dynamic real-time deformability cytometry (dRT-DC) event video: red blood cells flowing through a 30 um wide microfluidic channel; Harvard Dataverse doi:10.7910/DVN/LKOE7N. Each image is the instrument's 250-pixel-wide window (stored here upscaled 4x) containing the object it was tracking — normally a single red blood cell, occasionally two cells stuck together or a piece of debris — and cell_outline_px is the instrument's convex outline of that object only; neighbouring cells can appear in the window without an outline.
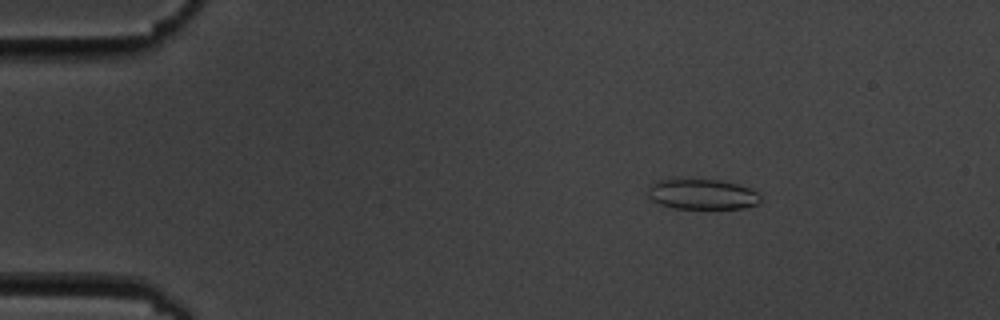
{"species": "common noctule bat (a hibernating species)", "species_latin": "Nyctalus noctula", "temperature_condition": "cold", "stored_images_in_passage": 56, "camera_frame_rate_fps": 3000, "um_per_image_px": 0.085, "animal": {"sex": "male", "body_mass_g": 19.5, "forearm_length_mm": 54.6}, "frame": {"image": 1, "passage_image": 9, "time_ms": 2.667, "image_size_px": [1000, 320], "cell_outline_px": [[760, 204], [744, 208], [672, 208], [660, 204], [652, 200], [648, 196], [648, 188], [656, 180], [676, 176], [680, 176], [720, 180], [736, 184], [748, 188], [756, 192], [760, 196]], "centroid_in_image_um": [59.61, 16.46], "position_along_channel_um": 25.4, "area_um2": 20.63}}
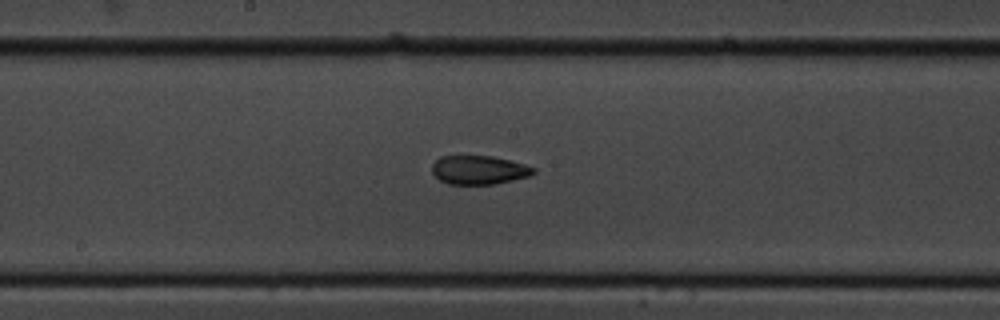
{"frame": {"image": 2, "passage_image": 30, "time_ms": 9.667, "image_size_px": [1000, 320], "cell_outline_px": [[536, 172], [532, 176], [496, 184], [448, 184], [440, 180], [432, 172], [432, 164], [440, 156], [492, 156], [524, 164], [536, 168]], "centroid_in_image_um": [40.74, 14.45], "position_along_channel_um": 207.5, "area_um2": 17.11}}
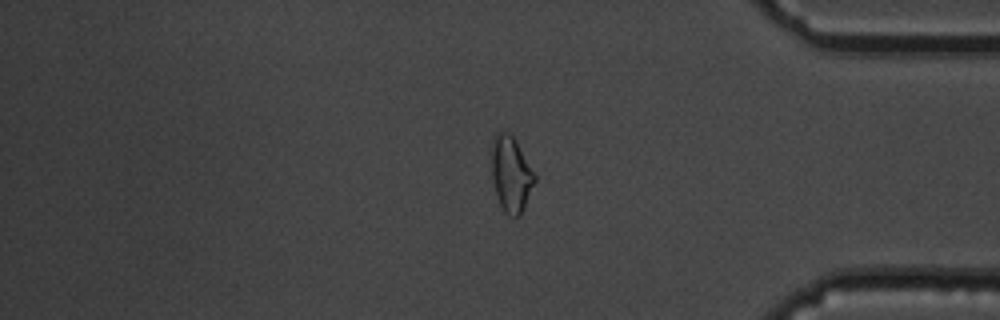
{"frame": {"image": 3, "passage_image": 47, "time_ms": 15.333, "image_size_px": [1000, 320], "cell_outline_px": [[536, 180], [524, 208], [520, 216], [508, 216], [504, 212], [496, 196], [492, 176], [492, 136], [496, 132], [508, 132], [512, 136], [536, 176]], "centroid_in_image_um": [43.42, 14.82], "position_along_channel_um": 391.8, "area_um2": 18.79}, "authors_computed_cell_mechanics": {"area_um2": 18.7561, "velocity_mm_per_s": 3.6095, "shape_relaxation_time_tau1_ms": 8.3566, "shape_relaxation_time_tau2_ms": 2.7318, "deformation_change_tau1": 0.1813, "deformation_change_tau2": 0.0953}}